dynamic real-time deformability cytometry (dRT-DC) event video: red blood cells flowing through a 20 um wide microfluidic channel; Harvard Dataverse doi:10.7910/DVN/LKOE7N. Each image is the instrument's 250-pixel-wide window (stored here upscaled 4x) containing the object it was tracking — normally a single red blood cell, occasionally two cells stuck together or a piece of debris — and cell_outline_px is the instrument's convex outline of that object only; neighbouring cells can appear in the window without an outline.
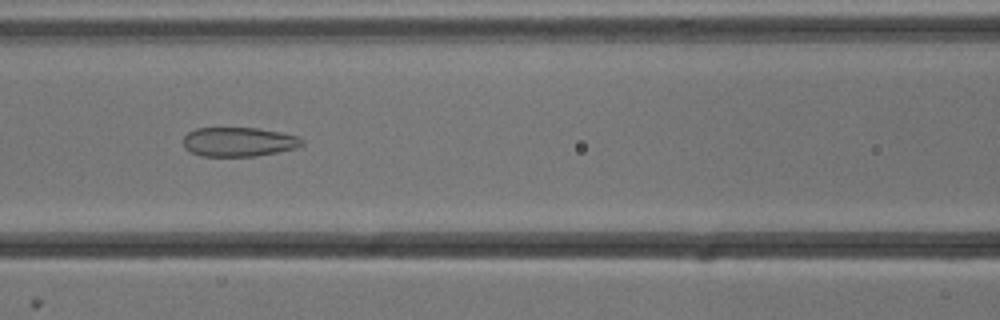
{"species": "common noctule bat (a hibernating species)", "species_latin": "Nyctalus noctula", "temperature_condition": "cold", "stored_images_in_passage": 45, "camera_frame_rate_fps": 3000, "um_per_image_px": 0.085, "animal": {"sex": "male", "body_mass_g": 13.3}, "frame": {"image": 1, "passage_image": 21, "time_ms": 6.667, "image_size_px": [1000, 320], "cell_outline_px": [[304, 144], [296, 148], [256, 156], [200, 156], [184, 148], [184, 136], [188, 132], [196, 128], [256, 128], [280, 132], [296, 136], [304, 140]], "centroid_in_image_um": [20.28, 12.06], "position_along_channel_um": 146.3, "area_um2": 20.17}}
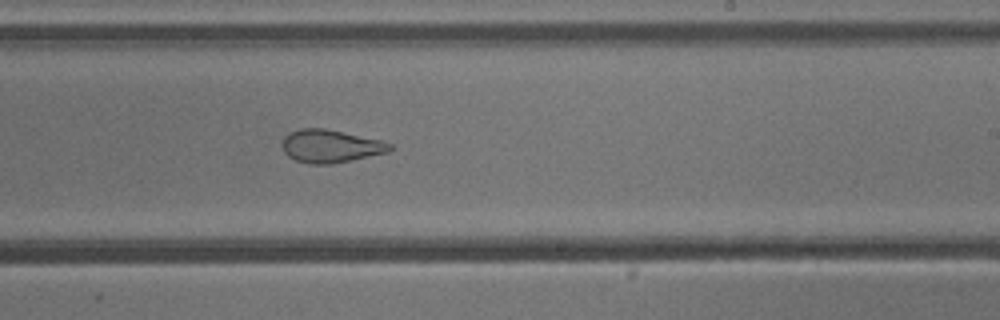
{"frame": {"image": 2, "passage_image": 30, "time_ms": 9.667, "image_size_px": [1000, 320], "cell_outline_px": [[396, 148], [388, 152], [332, 164], [308, 164], [296, 160], [288, 156], [284, 152], [284, 136], [288, 132], [300, 128], [324, 128], [384, 140], [392, 144]], "centroid_in_image_um": [28.14, 12.41], "position_along_channel_um": 260.9, "area_um2": 20.81}}
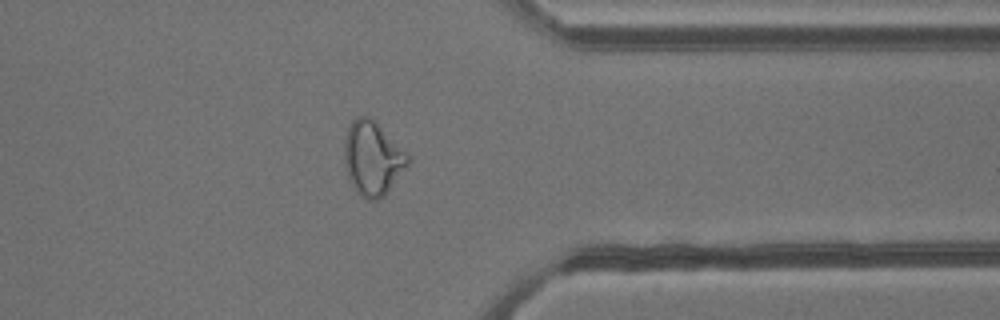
{"frame": {"image": 3, "passage_image": 40, "time_ms": 13.0, "image_size_px": [1000, 320], "cell_outline_px": [[412, 160], [384, 196], [380, 200], [368, 200], [352, 184], [348, 176], [344, 164], [344, 140], [348, 124], [356, 116], [368, 116], [408, 152]], "centroid_in_image_um": [31.68, 13.43], "position_along_channel_um": 379.7, "area_um2": 27.34}}